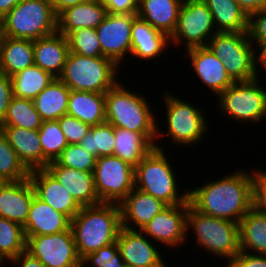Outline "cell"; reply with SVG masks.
Masks as SVG:
<instances>
[{
	"mask_svg": "<svg viewBox=\"0 0 266 267\" xmlns=\"http://www.w3.org/2000/svg\"><path fill=\"white\" fill-rule=\"evenodd\" d=\"M251 168H237L219 179L204 181L202 186L194 185L188 189L189 204L205 215L239 223L253 207Z\"/></svg>",
	"mask_w": 266,
	"mask_h": 267,
	"instance_id": "6da1fadb",
	"label": "cell"
},
{
	"mask_svg": "<svg viewBox=\"0 0 266 267\" xmlns=\"http://www.w3.org/2000/svg\"><path fill=\"white\" fill-rule=\"evenodd\" d=\"M161 94L163 97H161L162 103L165 105L163 106L165 107L163 120L166 122H164L166 126L162 125L161 127L160 124H163V122L159 123V119H157L155 147L163 149L159 142L165 136L169 138L171 144L173 143V147L175 145L181 147L182 145V148L187 147L188 149L194 145L200 146V143L203 144L206 136L210 135L208 134L210 131L209 123H213L208 121L209 118L205 110L201 108L202 106L192 104L191 101L188 102L189 100L181 99L182 97L169 89H164ZM163 127L165 128L164 130H162Z\"/></svg>",
	"mask_w": 266,
	"mask_h": 267,
	"instance_id": "7a4b0ae2",
	"label": "cell"
},
{
	"mask_svg": "<svg viewBox=\"0 0 266 267\" xmlns=\"http://www.w3.org/2000/svg\"><path fill=\"white\" fill-rule=\"evenodd\" d=\"M71 229L81 259L117 241L121 229L119 204L99 203L81 207L71 219Z\"/></svg>",
	"mask_w": 266,
	"mask_h": 267,
	"instance_id": "3957f363",
	"label": "cell"
},
{
	"mask_svg": "<svg viewBox=\"0 0 266 267\" xmlns=\"http://www.w3.org/2000/svg\"><path fill=\"white\" fill-rule=\"evenodd\" d=\"M186 233L187 243L193 237L196 246L209 253L208 256L224 259V266L241 251L238 223L205 215L189 203Z\"/></svg>",
	"mask_w": 266,
	"mask_h": 267,
	"instance_id": "277c9868",
	"label": "cell"
},
{
	"mask_svg": "<svg viewBox=\"0 0 266 267\" xmlns=\"http://www.w3.org/2000/svg\"><path fill=\"white\" fill-rule=\"evenodd\" d=\"M164 151V149L154 147L135 167V188L154 196L167 205L189 203V188L185 190L184 186L179 187L180 178L174 171L171 156L168 157V152ZM181 188L184 192L180 191Z\"/></svg>",
	"mask_w": 266,
	"mask_h": 267,
	"instance_id": "5b68a950",
	"label": "cell"
},
{
	"mask_svg": "<svg viewBox=\"0 0 266 267\" xmlns=\"http://www.w3.org/2000/svg\"><path fill=\"white\" fill-rule=\"evenodd\" d=\"M122 79L105 93L106 122L134 132H156L160 116L151 108L146 93L128 89Z\"/></svg>",
	"mask_w": 266,
	"mask_h": 267,
	"instance_id": "8992f818",
	"label": "cell"
},
{
	"mask_svg": "<svg viewBox=\"0 0 266 267\" xmlns=\"http://www.w3.org/2000/svg\"><path fill=\"white\" fill-rule=\"evenodd\" d=\"M121 68L105 57L68 53L58 77L70 90L106 93L120 79Z\"/></svg>",
	"mask_w": 266,
	"mask_h": 267,
	"instance_id": "52a82bcc",
	"label": "cell"
},
{
	"mask_svg": "<svg viewBox=\"0 0 266 267\" xmlns=\"http://www.w3.org/2000/svg\"><path fill=\"white\" fill-rule=\"evenodd\" d=\"M262 78L259 75L250 81L234 82L217 96L215 107L234 122L260 124L266 120V87Z\"/></svg>",
	"mask_w": 266,
	"mask_h": 267,
	"instance_id": "ba28073f",
	"label": "cell"
},
{
	"mask_svg": "<svg viewBox=\"0 0 266 267\" xmlns=\"http://www.w3.org/2000/svg\"><path fill=\"white\" fill-rule=\"evenodd\" d=\"M207 48L214 53L234 82L250 81L259 76L257 51L248 32H217Z\"/></svg>",
	"mask_w": 266,
	"mask_h": 267,
	"instance_id": "9c48e42d",
	"label": "cell"
},
{
	"mask_svg": "<svg viewBox=\"0 0 266 267\" xmlns=\"http://www.w3.org/2000/svg\"><path fill=\"white\" fill-rule=\"evenodd\" d=\"M2 21L10 38L34 41L57 32V15L49 0H21Z\"/></svg>",
	"mask_w": 266,
	"mask_h": 267,
	"instance_id": "30bf717a",
	"label": "cell"
},
{
	"mask_svg": "<svg viewBox=\"0 0 266 267\" xmlns=\"http://www.w3.org/2000/svg\"><path fill=\"white\" fill-rule=\"evenodd\" d=\"M217 33L213 17L202 0H183L178 13L175 31L170 37L172 49L185 50L194 47H206L209 40Z\"/></svg>",
	"mask_w": 266,
	"mask_h": 267,
	"instance_id": "8fae6325",
	"label": "cell"
},
{
	"mask_svg": "<svg viewBox=\"0 0 266 267\" xmlns=\"http://www.w3.org/2000/svg\"><path fill=\"white\" fill-rule=\"evenodd\" d=\"M134 173L135 167L115 155L98 157L93 176L101 203L120 204L135 188Z\"/></svg>",
	"mask_w": 266,
	"mask_h": 267,
	"instance_id": "7c38bea8",
	"label": "cell"
},
{
	"mask_svg": "<svg viewBox=\"0 0 266 267\" xmlns=\"http://www.w3.org/2000/svg\"><path fill=\"white\" fill-rule=\"evenodd\" d=\"M26 251L45 267H81L71 227L55 234L25 236Z\"/></svg>",
	"mask_w": 266,
	"mask_h": 267,
	"instance_id": "4fadbf2b",
	"label": "cell"
},
{
	"mask_svg": "<svg viewBox=\"0 0 266 267\" xmlns=\"http://www.w3.org/2000/svg\"><path fill=\"white\" fill-rule=\"evenodd\" d=\"M136 17L132 14L108 13L96 28L102 56L112 60L118 67L122 66L121 68L130 59L132 25Z\"/></svg>",
	"mask_w": 266,
	"mask_h": 267,
	"instance_id": "5bb4252c",
	"label": "cell"
},
{
	"mask_svg": "<svg viewBox=\"0 0 266 267\" xmlns=\"http://www.w3.org/2000/svg\"><path fill=\"white\" fill-rule=\"evenodd\" d=\"M188 203L168 205L145 225L141 231L154 243L167 250L187 245Z\"/></svg>",
	"mask_w": 266,
	"mask_h": 267,
	"instance_id": "9a60e30c",
	"label": "cell"
},
{
	"mask_svg": "<svg viewBox=\"0 0 266 267\" xmlns=\"http://www.w3.org/2000/svg\"><path fill=\"white\" fill-rule=\"evenodd\" d=\"M116 243L118 251L127 266L170 267V265L168 266L169 259L168 261L164 259L165 250L161 249L162 246H157L141 230H130L121 227Z\"/></svg>",
	"mask_w": 266,
	"mask_h": 267,
	"instance_id": "2e32d148",
	"label": "cell"
},
{
	"mask_svg": "<svg viewBox=\"0 0 266 267\" xmlns=\"http://www.w3.org/2000/svg\"><path fill=\"white\" fill-rule=\"evenodd\" d=\"M185 59H188L192 67L190 72H194L197 81L204 84L206 90L211 91V95L217 97L221 92L226 90L234 81L227 74L226 69L214 53L206 47H194L184 50ZM213 92V93H212ZM215 94V95H214Z\"/></svg>",
	"mask_w": 266,
	"mask_h": 267,
	"instance_id": "e0dca14e",
	"label": "cell"
},
{
	"mask_svg": "<svg viewBox=\"0 0 266 267\" xmlns=\"http://www.w3.org/2000/svg\"><path fill=\"white\" fill-rule=\"evenodd\" d=\"M29 179L36 196L70 220L80 211L81 206L46 168L30 171Z\"/></svg>",
	"mask_w": 266,
	"mask_h": 267,
	"instance_id": "ac0fdd59",
	"label": "cell"
},
{
	"mask_svg": "<svg viewBox=\"0 0 266 267\" xmlns=\"http://www.w3.org/2000/svg\"><path fill=\"white\" fill-rule=\"evenodd\" d=\"M169 44L170 37L137 16L133 20L131 35L130 57L133 59H129V61L139 60V64L143 61L145 63L146 61L153 62L154 60L157 62V59L162 60L164 58L162 56L166 53L165 51H169L168 48L171 49Z\"/></svg>",
	"mask_w": 266,
	"mask_h": 267,
	"instance_id": "d6986e66",
	"label": "cell"
},
{
	"mask_svg": "<svg viewBox=\"0 0 266 267\" xmlns=\"http://www.w3.org/2000/svg\"><path fill=\"white\" fill-rule=\"evenodd\" d=\"M35 190L29 178L7 181L0 187V217L25 225Z\"/></svg>",
	"mask_w": 266,
	"mask_h": 267,
	"instance_id": "ffe728a7",
	"label": "cell"
},
{
	"mask_svg": "<svg viewBox=\"0 0 266 267\" xmlns=\"http://www.w3.org/2000/svg\"><path fill=\"white\" fill-rule=\"evenodd\" d=\"M121 226L130 230H141L168 205L163 201L134 188L119 204Z\"/></svg>",
	"mask_w": 266,
	"mask_h": 267,
	"instance_id": "44dd1931",
	"label": "cell"
},
{
	"mask_svg": "<svg viewBox=\"0 0 266 267\" xmlns=\"http://www.w3.org/2000/svg\"><path fill=\"white\" fill-rule=\"evenodd\" d=\"M46 169L65 187L81 207L101 203L96 193L93 173L61 166L56 161L50 162Z\"/></svg>",
	"mask_w": 266,
	"mask_h": 267,
	"instance_id": "7402d4cb",
	"label": "cell"
},
{
	"mask_svg": "<svg viewBox=\"0 0 266 267\" xmlns=\"http://www.w3.org/2000/svg\"><path fill=\"white\" fill-rule=\"evenodd\" d=\"M108 14L99 0H88L71 6L57 15V32L65 37L79 28L96 29Z\"/></svg>",
	"mask_w": 266,
	"mask_h": 267,
	"instance_id": "603a6c76",
	"label": "cell"
},
{
	"mask_svg": "<svg viewBox=\"0 0 266 267\" xmlns=\"http://www.w3.org/2000/svg\"><path fill=\"white\" fill-rule=\"evenodd\" d=\"M70 226L71 220L65 214L56 211L35 195L23 230L25 236H38L66 231Z\"/></svg>",
	"mask_w": 266,
	"mask_h": 267,
	"instance_id": "cb8c5ba5",
	"label": "cell"
},
{
	"mask_svg": "<svg viewBox=\"0 0 266 267\" xmlns=\"http://www.w3.org/2000/svg\"><path fill=\"white\" fill-rule=\"evenodd\" d=\"M0 131L29 171L43 169V149L38 130L0 126Z\"/></svg>",
	"mask_w": 266,
	"mask_h": 267,
	"instance_id": "d4e9b609",
	"label": "cell"
},
{
	"mask_svg": "<svg viewBox=\"0 0 266 267\" xmlns=\"http://www.w3.org/2000/svg\"><path fill=\"white\" fill-rule=\"evenodd\" d=\"M34 65L58 78L69 53L67 37L56 32L33 41Z\"/></svg>",
	"mask_w": 266,
	"mask_h": 267,
	"instance_id": "484cf974",
	"label": "cell"
},
{
	"mask_svg": "<svg viewBox=\"0 0 266 267\" xmlns=\"http://www.w3.org/2000/svg\"><path fill=\"white\" fill-rule=\"evenodd\" d=\"M113 155L136 167L155 147L156 132H134L114 127Z\"/></svg>",
	"mask_w": 266,
	"mask_h": 267,
	"instance_id": "4316f807",
	"label": "cell"
},
{
	"mask_svg": "<svg viewBox=\"0 0 266 267\" xmlns=\"http://www.w3.org/2000/svg\"><path fill=\"white\" fill-rule=\"evenodd\" d=\"M183 0H139L137 16L171 37Z\"/></svg>",
	"mask_w": 266,
	"mask_h": 267,
	"instance_id": "83f0119b",
	"label": "cell"
},
{
	"mask_svg": "<svg viewBox=\"0 0 266 267\" xmlns=\"http://www.w3.org/2000/svg\"><path fill=\"white\" fill-rule=\"evenodd\" d=\"M67 114L90 127L106 122L105 94L71 90Z\"/></svg>",
	"mask_w": 266,
	"mask_h": 267,
	"instance_id": "f1b7e54d",
	"label": "cell"
},
{
	"mask_svg": "<svg viewBox=\"0 0 266 267\" xmlns=\"http://www.w3.org/2000/svg\"><path fill=\"white\" fill-rule=\"evenodd\" d=\"M210 10L217 32H248L249 17L235 0H202Z\"/></svg>",
	"mask_w": 266,
	"mask_h": 267,
	"instance_id": "f546056e",
	"label": "cell"
},
{
	"mask_svg": "<svg viewBox=\"0 0 266 267\" xmlns=\"http://www.w3.org/2000/svg\"><path fill=\"white\" fill-rule=\"evenodd\" d=\"M238 224L241 251L266 254V214L252 207Z\"/></svg>",
	"mask_w": 266,
	"mask_h": 267,
	"instance_id": "4dcf8cb0",
	"label": "cell"
},
{
	"mask_svg": "<svg viewBox=\"0 0 266 267\" xmlns=\"http://www.w3.org/2000/svg\"><path fill=\"white\" fill-rule=\"evenodd\" d=\"M70 89L56 78L34 99V105L43 121L58 120L67 114Z\"/></svg>",
	"mask_w": 266,
	"mask_h": 267,
	"instance_id": "1f68e13d",
	"label": "cell"
},
{
	"mask_svg": "<svg viewBox=\"0 0 266 267\" xmlns=\"http://www.w3.org/2000/svg\"><path fill=\"white\" fill-rule=\"evenodd\" d=\"M34 65L33 41L6 37L0 55V72L12 76Z\"/></svg>",
	"mask_w": 266,
	"mask_h": 267,
	"instance_id": "d6a6232c",
	"label": "cell"
},
{
	"mask_svg": "<svg viewBox=\"0 0 266 267\" xmlns=\"http://www.w3.org/2000/svg\"><path fill=\"white\" fill-rule=\"evenodd\" d=\"M55 79L37 65L27 67L11 76L13 96L33 100Z\"/></svg>",
	"mask_w": 266,
	"mask_h": 267,
	"instance_id": "836d02e7",
	"label": "cell"
},
{
	"mask_svg": "<svg viewBox=\"0 0 266 267\" xmlns=\"http://www.w3.org/2000/svg\"><path fill=\"white\" fill-rule=\"evenodd\" d=\"M43 119L37 112L33 100L13 96L7 114L0 126H17L39 130Z\"/></svg>",
	"mask_w": 266,
	"mask_h": 267,
	"instance_id": "e575fe53",
	"label": "cell"
},
{
	"mask_svg": "<svg viewBox=\"0 0 266 267\" xmlns=\"http://www.w3.org/2000/svg\"><path fill=\"white\" fill-rule=\"evenodd\" d=\"M25 250L26 238L23 227L0 217V261L7 264Z\"/></svg>",
	"mask_w": 266,
	"mask_h": 267,
	"instance_id": "d590c367",
	"label": "cell"
},
{
	"mask_svg": "<svg viewBox=\"0 0 266 267\" xmlns=\"http://www.w3.org/2000/svg\"><path fill=\"white\" fill-rule=\"evenodd\" d=\"M114 143V126L104 122L90 127L79 145L98 158L113 155Z\"/></svg>",
	"mask_w": 266,
	"mask_h": 267,
	"instance_id": "8d00e7d4",
	"label": "cell"
},
{
	"mask_svg": "<svg viewBox=\"0 0 266 267\" xmlns=\"http://www.w3.org/2000/svg\"><path fill=\"white\" fill-rule=\"evenodd\" d=\"M38 132L43 149V168H46L61 155L68 143L58 120L43 121Z\"/></svg>",
	"mask_w": 266,
	"mask_h": 267,
	"instance_id": "74e56055",
	"label": "cell"
},
{
	"mask_svg": "<svg viewBox=\"0 0 266 267\" xmlns=\"http://www.w3.org/2000/svg\"><path fill=\"white\" fill-rule=\"evenodd\" d=\"M29 174L30 171L0 131V175L7 181H19L29 178Z\"/></svg>",
	"mask_w": 266,
	"mask_h": 267,
	"instance_id": "f35d334b",
	"label": "cell"
},
{
	"mask_svg": "<svg viewBox=\"0 0 266 267\" xmlns=\"http://www.w3.org/2000/svg\"><path fill=\"white\" fill-rule=\"evenodd\" d=\"M69 52L86 57H103L96 29L79 28L67 36Z\"/></svg>",
	"mask_w": 266,
	"mask_h": 267,
	"instance_id": "ab89813d",
	"label": "cell"
},
{
	"mask_svg": "<svg viewBox=\"0 0 266 267\" xmlns=\"http://www.w3.org/2000/svg\"><path fill=\"white\" fill-rule=\"evenodd\" d=\"M97 157L84 150L79 144H68L55 160L59 165L93 173Z\"/></svg>",
	"mask_w": 266,
	"mask_h": 267,
	"instance_id": "60d3db41",
	"label": "cell"
},
{
	"mask_svg": "<svg viewBox=\"0 0 266 267\" xmlns=\"http://www.w3.org/2000/svg\"><path fill=\"white\" fill-rule=\"evenodd\" d=\"M125 265L117 243L114 242L85 256L81 267H124Z\"/></svg>",
	"mask_w": 266,
	"mask_h": 267,
	"instance_id": "b9f144b4",
	"label": "cell"
},
{
	"mask_svg": "<svg viewBox=\"0 0 266 267\" xmlns=\"http://www.w3.org/2000/svg\"><path fill=\"white\" fill-rule=\"evenodd\" d=\"M68 144H79L90 126L75 117L65 114L58 119Z\"/></svg>",
	"mask_w": 266,
	"mask_h": 267,
	"instance_id": "7bdbcfd3",
	"label": "cell"
},
{
	"mask_svg": "<svg viewBox=\"0 0 266 267\" xmlns=\"http://www.w3.org/2000/svg\"><path fill=\"white\" fill-rule=\"evenodd\" d=\"M248 34L256 51L266 43V7L249 16Z\"/></svg>",
	"mask_w": 266,
	"mask_h": 267,
	"instance_id": "ee69618b",
	"label": "cell"
},
{
	"mask_svg": "<svg viewBox=\"0 0 266 267\" xmlns=\"http://www.w3.org/2000/svg\"><path fill=\"white\" fill-rule=\"evenodd\" d=\"M252 168L253 208L266 214V169Z\"/></svg>",
	"mask_w": 266,
	"mask_h": 267,
	"instance_id": "f6af8a7d",
	"label": "cell"
},
{
	"mask_svg": "<svg viewBox=\"0 0 266 267\" xmlns=\"http://www.w3.org/2000/svg\"><path fill=\"white\" fill-rule=\"evenodd\" d=\"M223 267H266V254L240 251Z\"/></svg>",
	"mask_w": 266,
	"mask_h": 267,
	"instance_id": "bcb514c9",
	"label": "cell"
},
{
	"mask_svg": "<svg viewBox=\"0 0 266 267\" xmlns=\"http://www.w3.org/2000/svg\"><path fill=\"white\" fill-rule=\"evenodd\" d=\"M111 14H138L139 0H99Z\"/></svg>",
	"mask_w": 266,
	"mask_h": 267,
	"instance_id": "7dc6e473",
	"label": "cell"
},
{
	"mask_svg": "<svg viewBox=\"0 0 266 267\" xmlns=\"http://www.w3.org/2000/svg\"><path fill=\"white\" fill-rule=\"evenodd\" d=\"M13 98V87L11 76L0 72V123L4 120L11 99Z\"/></svg>",
	"mask_w": 266,
	"mask_h": 267,
	"instance_id": "c3c4849f",
	"label": "cell"
},
{
	"mask_svg": "<svg viewBox=\"0 0 266 267\" xmlns=\"http://www.w3.org/2000/svg\"><path fill=\"white\" fill-rule=\"evenodd\" d=\"M8 264V267H45L37 258L26 250L13 258Z\"/></svg>",
	"mask_w": 266,
	"mask_h": 267,
	"instance_id": "681fc988",
	"label": "cell"
},
{
	"mask_svg": "<svg viewBox=\"0 0 266 267\" xmlns=\"http://www.w3.org/2000/svg\"><path fill=\"white\" fill-rule=\"evenodd\" d=\"M241 7V9L249 17L251 14L258 12L266 7V0H235Z\"/></svg>",
	"mask_w": 266,
	"mask_h": 267,
	"instance_id": "f907efd6",
	"label": "cell"
},
{
	"mask_svg": "<svg viewBox=\"0 0 266 267\" xmlns=\"http://www.w3.org/2000/svg\"><path fill=\"white\" fill-rule=\"evenodd\" d=\"M56 15L68 7L75 6L88 0H49Z\"/></svg>",
	"mask_w": 266,
	"mask_h": 267,
	"instance_id": "816d5d0a",
	"label": "cell"
},
{
	"mask_svg": "<svg viewBox=\"0 0 266 267\" xmlns=\"http://www.w3.org/2000/svg\"><path fill=\"white\" fill-rule=\"evenodd\" d=\"M257 69L259 75L266 72V43L257 51Z\"/></svg>",
	"mask_w": 266,
	"mask_h": 267,
	"instance_id": "f5cc1de1",
	"label": "cell"
},
{
	"mask_svg": "<svg viewBox=\"0 0 266 267\" xmlns=\"http://www.w3.org/2000/svg\"><path fill=\"white\" fill-rule=\"evenodd\" d=\"M21 0H0V19H2Z\"/></svg>",
	"mask_w": 266,
	"mask_h": 267,
	"instance_id": "db71d44e",
	"label": "cell"
},
{
	"mask_svg": "<svg viewBox=\"0 0 266 267\" xmlns=\"http://www.w3.org/2000/svg\"><path fill=\"white\" fill-rule=\"evenodd\" d=\"M6 37L7 36H6V31L4 28L3 21L2 19H0V55H1V50L3 48Z\"/></svg>",
	"mask_w": 266,
	"mask_h": 267,
	"instance_id": "11a10c76",
	"label": "cell"
},
{
	"mask_svg": "<svg viewBox=\"0 0 266 267\" xmlns=\"http://www.w3.org/2000/svg\"><path fill=\"white\" fill-rule=\"evenodd\" d=\"M7 182V180L0 175V187H2L5 183Z\"/></svg>",
	"mask_w": 266,
	"mask_h": 267,
	"instance_id": "9f6ffc18",
	"label": "cell"
}]
</instances>
